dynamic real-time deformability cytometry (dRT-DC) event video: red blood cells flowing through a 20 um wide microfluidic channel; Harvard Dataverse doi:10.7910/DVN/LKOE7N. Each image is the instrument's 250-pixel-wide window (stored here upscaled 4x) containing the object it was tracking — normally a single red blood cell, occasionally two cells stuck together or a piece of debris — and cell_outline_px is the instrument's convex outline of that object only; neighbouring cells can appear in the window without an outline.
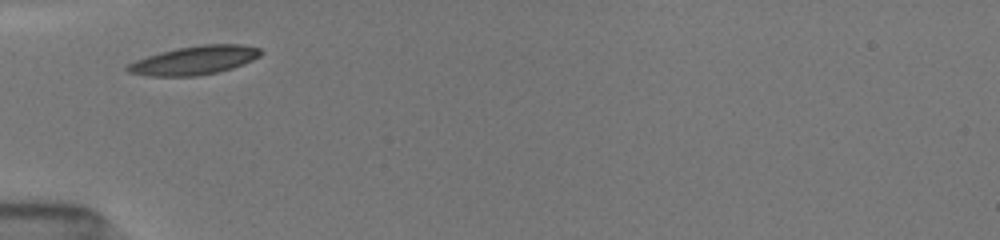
{"species": "common noctule bat (a hibernating species)", "species_latin": "Nyctalus noctula", "temperature_condition": "room temperature", "stored_images_in_passage": 14, "camera_frame_rate_fps": 3000, "um_per_image_px": 0.085, "animal": {"sex": "female", "body_mass_g": 19.5, "forearm_length_mm": 54.1}, "frame": {"image": 1, "passage_image": 1, "time_ms": 0.0, "image_size_px": [1000, 240], "cell_outline_px": [[264, 52], [260, 56], [252, 60], [232, 68], [216, 72], [196, 76], [148, 76], [128, 72], [124, 68], [128, 64], [136, 60], [160, 52], [176, 48], [204, 44], [240, 44], [260, 48]], "centroid_in_image_um": [16.53, 5.12], "position_along_channel_um": 68.5, "area_um2": 22.2}}
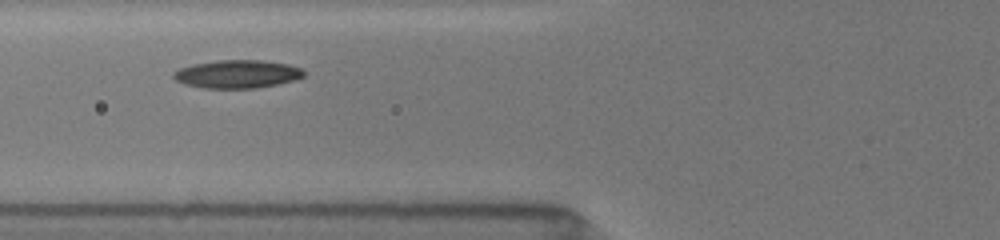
{"frame": {"image": 2, "passage_image": 3, "time_ms": 1.0, "image_size_px": [1000, 240], "cell_outline_px": [[304, 76], [292, 80], [276, 84], [256, 88], [204, 88], [184, 84], [176, 80], [172, 76], [172, 72], [180, 68], [192, 64], [216, 60], [260, 60], [288, 64], [300, 68], [304, 72]], "centroid_in_image_um": [20.11, 6.29], "position_along_channel_um": 105.7, "area_um2": 21.27}}
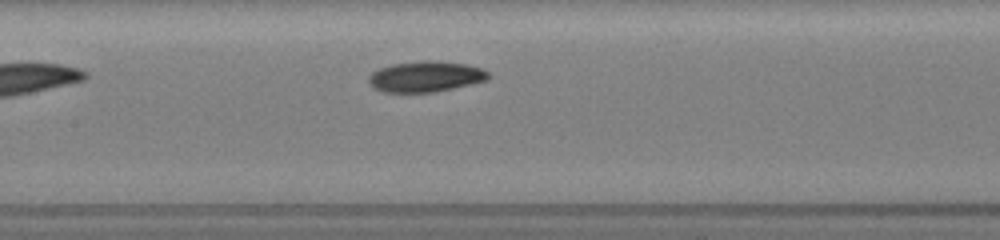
{"frame": {"image": 3, "passage_image": 7, "time_ms": 2.667, "image_size_px": [1000, 240], "cell_outline_px": [[492, 76], [488, 80], [472, 84], [436, 92], [384, 92], [372, 88], [368, 84], [368, 76], [372, 72], [380, 68], [392, 64], [424, 60], [432, 60], [468, 64], [484, 68]], "centroid_in_image_um": [36.2, 6.51], "position_along_channel_um": 171.2, "area_um2": 21.85}}